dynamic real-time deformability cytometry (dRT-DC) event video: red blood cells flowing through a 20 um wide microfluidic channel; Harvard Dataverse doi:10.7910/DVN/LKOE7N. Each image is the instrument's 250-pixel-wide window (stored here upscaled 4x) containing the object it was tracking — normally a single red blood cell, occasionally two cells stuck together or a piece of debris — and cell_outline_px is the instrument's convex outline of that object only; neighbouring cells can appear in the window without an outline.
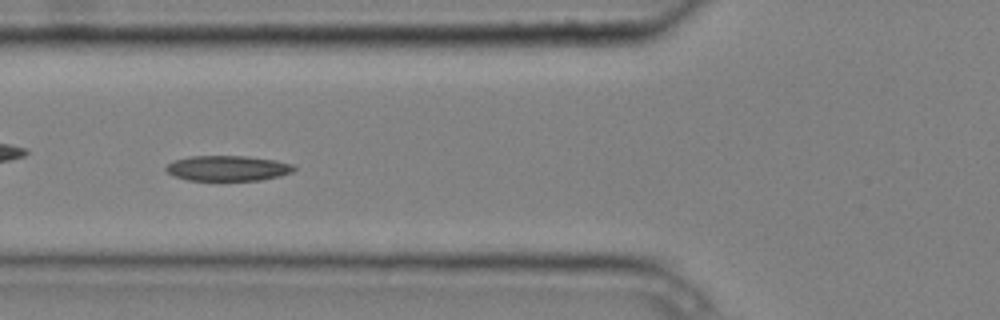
{"species": "common noctule bat (a hibernating species)", "species_latin": "Nyctalus noctula", "temperature_condition": "cold", "stored_images_in_passage": 10, "camera_frame_rate_fps": 3000, "um_per_image_px": 0.085, "animal": {"sex": "male", "body_mass_g": 20.4}, "frame": {"image": 1, "passage_image": 5, "time_ms": 1.333, "image_size_px": [1000, 320], "cell_outline_px": [[296, 168], [292, 172], [280, 176], [260, 180], [188, 180], [172, 176], [164, 168], [168, 164], [176, 160], [188, 156], [248, 156], [276, 160], [292, 164]], "centroid_in_image_um": [19.36, 14.3], "position_along_channel_um": 106.4, "area_um2": 18.9}}
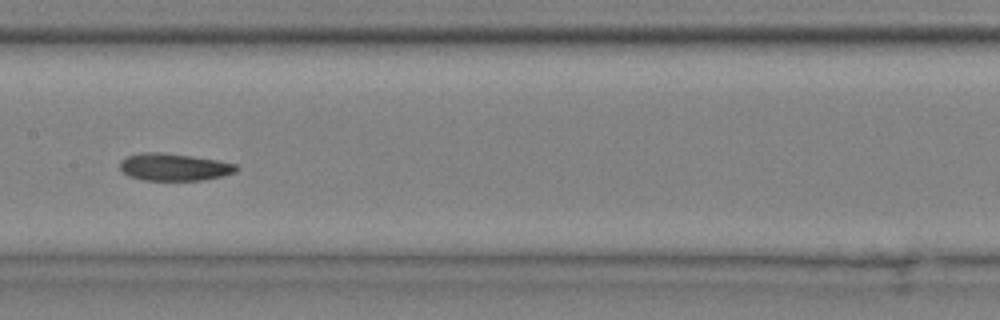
{"frame": {"image": 2, "passage_image": 7, "time_ms": 2.0, "image_size_px": [1000, 320], "cell_outline_px": [[240, 168], [236, 172], [204, 180], [144, 180], [128, 176], [120, 168], [120, 160], [128, 156], [140, 152], [160, 152], [192, 156], [216, 160], [236, 164]], "centroid_in_image_um": [14.79, 14.19], "position_along_channel_um": 192.6, "area_um2": 18.5}}
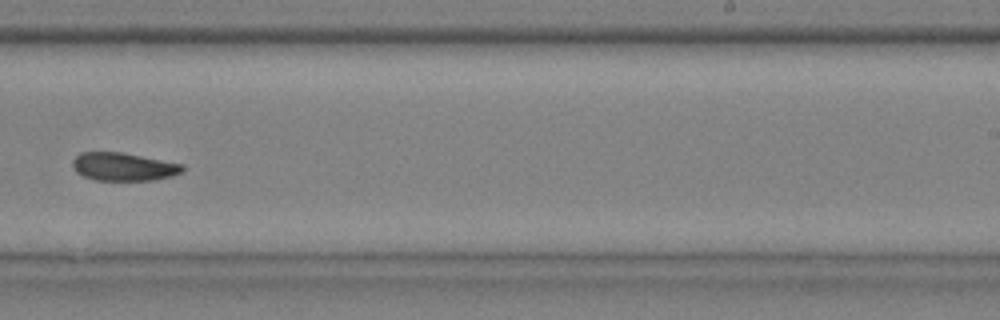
{"frame": {"image": 3, "passage_image": 9, "time_ms": 2.667, "image_size_px": [1000, 320], "cell_outline_px": [[184, 172], [172, 176], [152, 180], [96, 180], [84, 176], [76, 172], [72, 164], [72, 160], [80, 152], [120, 152], [184, 164]], "centroid_in_image_um": [10.51, 14.17], "position_along_channel_um": 278.5, "area_um2": 17.98}}